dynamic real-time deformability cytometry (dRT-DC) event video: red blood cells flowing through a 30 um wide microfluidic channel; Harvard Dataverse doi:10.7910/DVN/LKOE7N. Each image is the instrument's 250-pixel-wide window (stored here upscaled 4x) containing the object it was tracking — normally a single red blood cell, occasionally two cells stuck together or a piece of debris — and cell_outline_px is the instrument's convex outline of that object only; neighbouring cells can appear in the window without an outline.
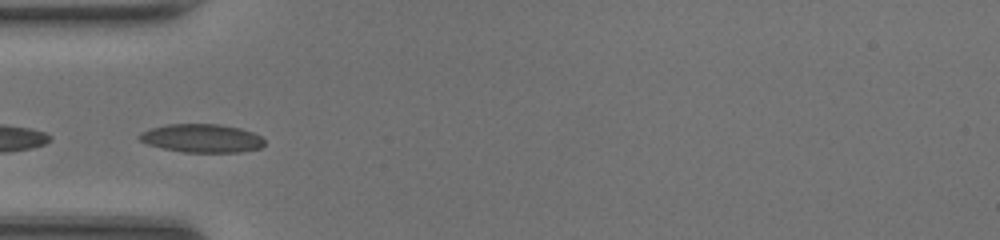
{"species": "common noctule bat (a hibernating species)", "species_latin": "Nyctalus noctula", "temperature_condition": "room temperature", "stored_images_in_passage": 9, "camera_frame_rate_fps": 3000, "um_per_image_px": 0.085, "animal": {"sex": "female", "body_mass_g": 20.0, "forearm_length_mm": 54.0}, "frame": {"image": 1, "passage_image": 4, "time_ms": 1.0, "image_size_px": [1000, 240], "cell_outline_px": [[264, 144], [260, 148], [240, 152], [184, 152], [164, 148], [148, 144], [140, 140], [136, 136], [140, 132], [152, 128], [168, 124], [220, 124], [240, 128], [252, 132], [260, 136], [264, 140]], "centroid_in_image_um": [17.15, 11.75], "position_along_channel_um": 67.9, "area_um2": 20.63}}